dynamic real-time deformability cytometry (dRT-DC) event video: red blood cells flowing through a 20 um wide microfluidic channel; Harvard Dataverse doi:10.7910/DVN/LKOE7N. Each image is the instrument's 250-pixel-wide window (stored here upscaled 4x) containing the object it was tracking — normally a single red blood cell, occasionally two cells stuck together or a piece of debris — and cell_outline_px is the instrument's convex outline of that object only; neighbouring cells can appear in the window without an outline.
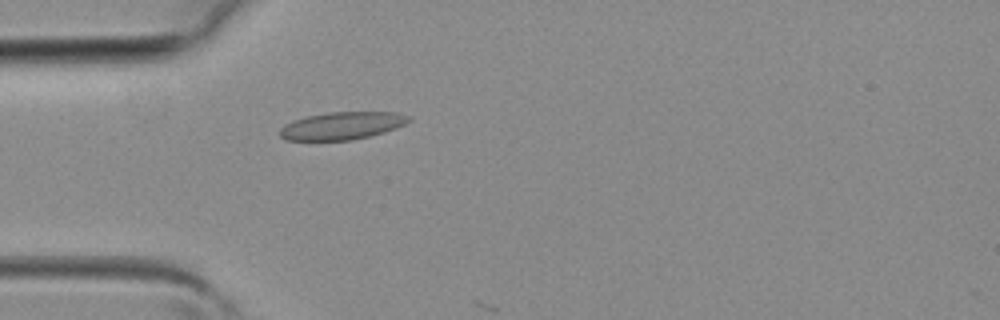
{"species": "common noctule bat (a hibernating species)", "species_latin": "Nyctalus noctula", "temperature_condition": "room temperature", "stored_images_in_passage": 4, "camera_frame_rate_fps": 3000, "um_per_image_px": 0.085, "animal": {"sex": "female", "body_mass_g": 19.3, "forearm_length_mm": 54.1}, "frame": {"image": 1, "passage_image": 4, "time_ms": 1.0, "image_size_px": [1000, 320], "cell_outline_px": [[412, 120], [396, 128], [384, 132], [352, 140], [284, 140], [280, 136], [280, 128], [284, 124], [292, 120], [308, 116], [328, 112], [396, 112], [412, 116]], "centroid_in_image_um": [29.08, 10.68], "position_along_channel_um": 55.9, "area_um2": 20.81}}